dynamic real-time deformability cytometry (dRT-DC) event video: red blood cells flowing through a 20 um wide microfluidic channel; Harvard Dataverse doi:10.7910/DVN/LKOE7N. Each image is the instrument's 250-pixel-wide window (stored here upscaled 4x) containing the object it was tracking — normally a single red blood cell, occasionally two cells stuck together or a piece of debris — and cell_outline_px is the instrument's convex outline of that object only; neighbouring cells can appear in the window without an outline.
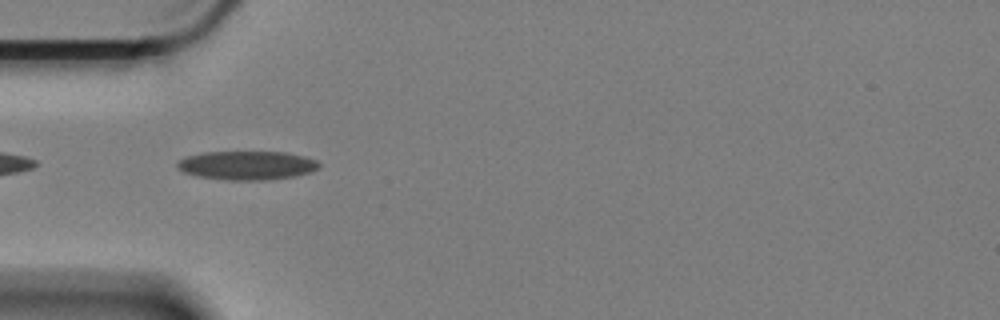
{"species": "Egyptian fruit bat (a non-hibernating species)", "species_latin": "Rousettus aegyptiacus", "temperature_condition": "cold", "stored_images_in_passage": 16, "camera_frame_rate_fps": 3000, "um_per_image_px": 0.085, "animal": {"sex": "female"}, "frame": {"image": 1, "passage_image": 1, "time_ms": 0.0, "image_size_px": [1000, 320], "cell_outline_px": [[320, 164], [312, 172], [292, 176], [264, 180], [228, 180], [196, 176], [184, 172], [176, 168], [176, 160], [184, 156], [200, 152], [288, 152], [304, 156], [316, 160]], "centroid_in_image_um": [20.91, 14.04], "position_along_channel_um": 64.1, "area_um2": 23.99}}
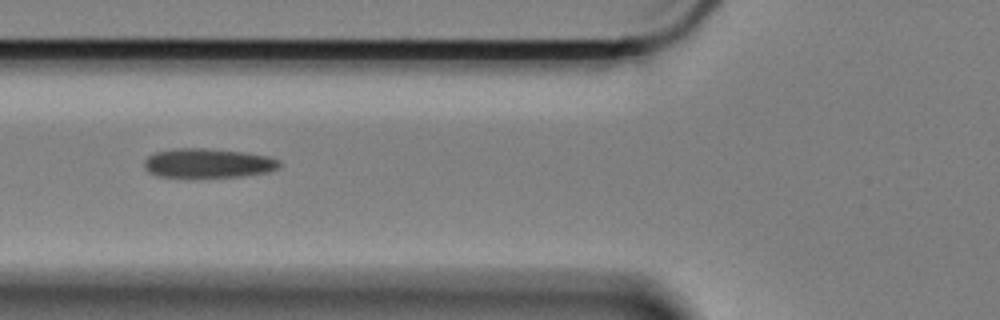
{"frame": {"image": 2, "passage_image": 5, "time_ms": 1.333, "image_size_px": [1000, 320], "cell_outline_px": [[280, 168], [268, 172], [240, 176], [188, 180], [160, 176], [148, 172], [144, 168], [144, 160], [152, 152], [172, 148], [204, 148], [244, 152], [268, 156], [280, 160]], "centroid_in_image_um": [17.62, 13.9], "position_along_channel_um": 108.2, "area_um2": 24.16}}